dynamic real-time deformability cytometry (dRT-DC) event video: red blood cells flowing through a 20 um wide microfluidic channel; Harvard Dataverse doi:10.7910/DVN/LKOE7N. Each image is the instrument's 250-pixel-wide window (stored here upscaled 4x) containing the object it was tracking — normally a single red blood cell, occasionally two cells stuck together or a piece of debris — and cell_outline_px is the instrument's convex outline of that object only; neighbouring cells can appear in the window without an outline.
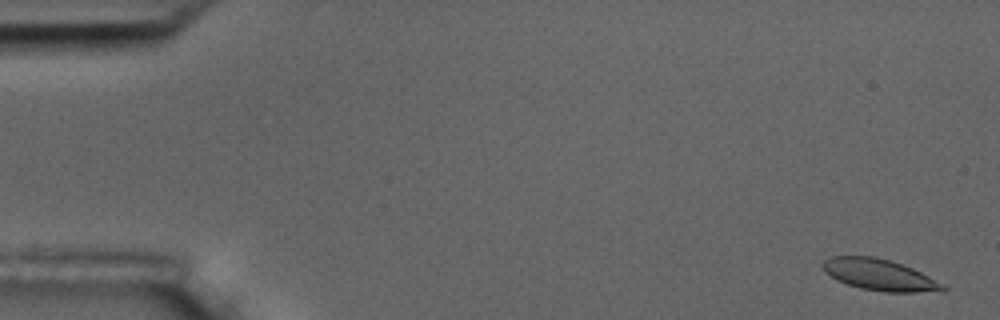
{"species": "common noctule bat (a hibernating species)", "species_latin": "Nyctalus noctula", "temperature_condition": "room temperature", "stored_images_in_passage": 5, "camera_frame_rate_fps": 3000, "um_per_image_px": 0.085, "animal": {"sex": "male", "body_mass_g": 17.5, "forearm_length_mm": 52.3}, "frame": {"image": 1, "passage_image": 1, "time_ms": 0.0, "image_size_px": [1000, 320], "cell_outline_px": [[948, 288], [944, 292], [884, 292], [860, 288], [836, 280], [824, 272], [824, 260], [832, 256], [872, 256], [888, 260], [912, 268], [944, 284]], "centroid_in_image_um": [74.79, 23.38], "position_along_channel_um": 10.2, "area_um2": 21.85}}
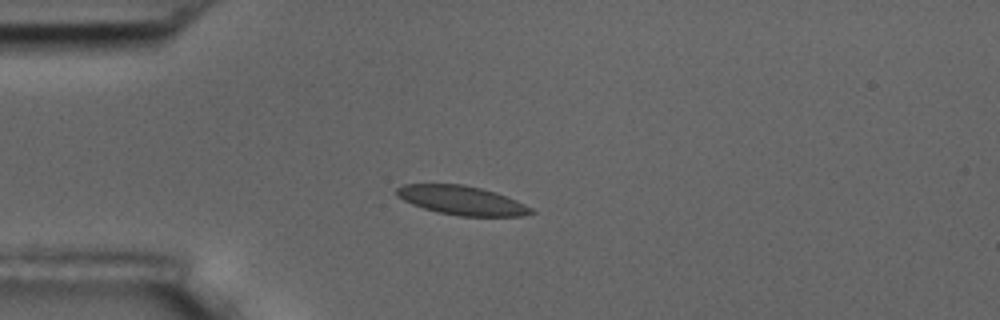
{"frame": {"image": 2, "passage_image": 5, "time_ms": 4.333, "image_size_px": [1000, 320], "cell_outline_px": [[536, 212], [524, 216], [460, 216], [436, 212], [412, 204], [396, 196], [396, 188], [404, 184], [464, 184], [496, 192], [516, 200], [532, 208]], "centroid_in_image_um": [39.26, 17.03], "position_along_channel_um": 45.7, "area_um2": 22.77}}